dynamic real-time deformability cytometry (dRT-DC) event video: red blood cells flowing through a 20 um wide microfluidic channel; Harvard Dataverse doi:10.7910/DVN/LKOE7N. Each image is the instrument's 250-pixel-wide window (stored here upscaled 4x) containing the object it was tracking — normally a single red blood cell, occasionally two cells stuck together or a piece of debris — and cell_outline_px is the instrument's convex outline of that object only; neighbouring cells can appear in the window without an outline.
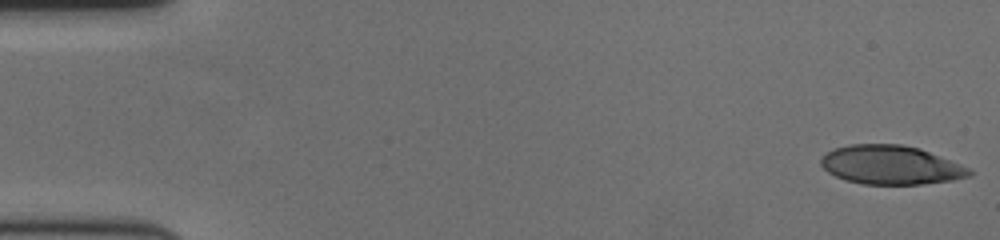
{"species": "human", "species_latin": "Homo sapiens", "temperature_condition": "cold", "stored_images_in_passage": 58, "camera_frame_rate_fps": 3000, "um_per_image_px": 0.085, "donor": {"sex": "female"}, "frame": {"image": 1, "passage_image": 1, "time_ms": 0.0, "image_size_px": [1000, 240], "cell_outline_px": [[972, 176], [952, 180], [920, 184], [864, 184], [844, 180], [828, 172], [820, 164], [820, 160], [828, 152], [836, 148], [852, 144], [900, 144], [920, 148], [960, 164], [968, 168], [972, 172]], "centroid_in_image_um": [75.72, 14.02], "position_along_channel_um": 9.3, "area_um2": 33.41}}
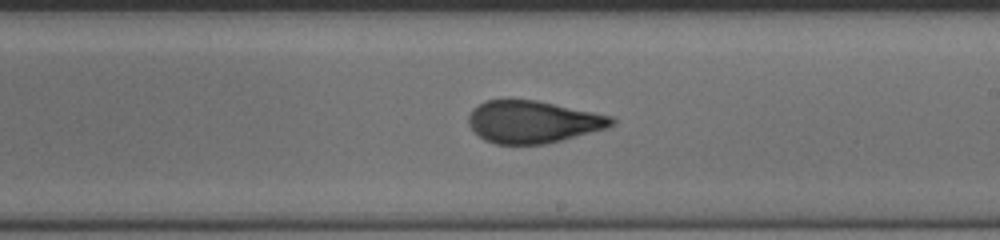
{"frame": {"image": 2, "passage_image": 34, "time_ms": 11.0, "image_size_px": [1000, 240], "cell_outline_px": [[616, 124], [608, 128], [544, 144], [496, 144], [484, 140], [468, 124], [468, 116], [472, 108], [484, 100], [508, 96], [536, 100], [612, 116], [616, 120]], "centroid_in_image_um": [45.25, 10.31], "position_along_channel_um": 243.7, "area_um2": 35.89}}
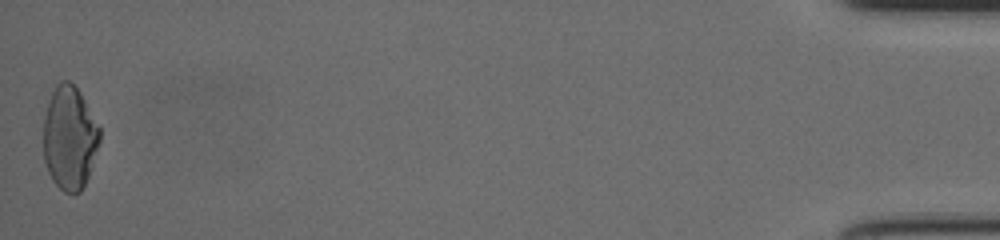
{"frame": {"image": 3, "passage_image": 58, "time_ms": 19.0, "image_size_px": [1000, 240], "cell_outline_px": [[100, 140], [88, 176], [80, 192], [72, 196], [64, 192], [52, 180], [48, 172], [44, 160], [44, 116], [48, 100], [56, 84], [60, 80], [68, 80], [80, 92], [100, 128]], "centroid_in_image_um": [5.9, 11.73], "position_along_channel_um": 429.3, "area_um2": 33.99}, "authors_computed_cell_mechanics": {"area_um2": 35.1713, "velocity_mm_per_s": 3.5402, "shape_relaxation_time_tau1_ms": 9.2323, "shape_relaxation_time_tau2_ms": 1.2212, "deformation_change_tau1": 0.2332, "deformation_change_tau2": 0.0837}}